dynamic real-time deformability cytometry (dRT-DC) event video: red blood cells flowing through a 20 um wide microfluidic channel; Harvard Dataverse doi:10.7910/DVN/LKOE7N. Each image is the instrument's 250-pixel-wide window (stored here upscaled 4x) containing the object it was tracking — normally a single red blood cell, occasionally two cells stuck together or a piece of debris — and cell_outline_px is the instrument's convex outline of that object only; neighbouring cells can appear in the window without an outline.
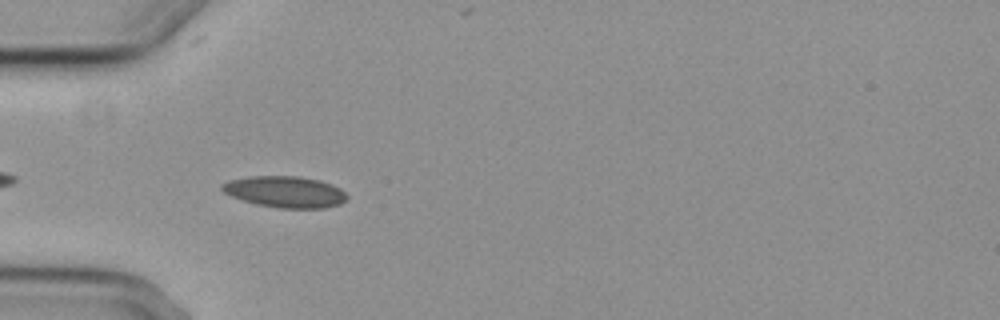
{"species": "common noctule bat (a hibernating species)", "species_latin": "Nyctalus noctula", "temperature_condition": "cold", "stored_images_in_passage": 4, "camera_frame_rate_fps": 3000, "um_per_image_px": 0.085, "animal": {"sex": "female", "body_mass_g": 29.2, "forearm_length_mm": 56.3}, "frame": {"image": 1, "passage_image": 4, "time_ms": 3.667, "image_size_px": [1000, 320], "cell_outline_px": [[348, 196], [340, 204], [324, 208], [276, 208], [256, 204], [232, 196], [224, 192], [220, 188], [220, 184], [228, 180], [252, 176], [300, 176], [320, 180], [332, 184], [340, 188]], "centroid_in_image_um": [24.23, 16.3], "position_along_channel_um": 60.8, "area_um2": 22.89}}